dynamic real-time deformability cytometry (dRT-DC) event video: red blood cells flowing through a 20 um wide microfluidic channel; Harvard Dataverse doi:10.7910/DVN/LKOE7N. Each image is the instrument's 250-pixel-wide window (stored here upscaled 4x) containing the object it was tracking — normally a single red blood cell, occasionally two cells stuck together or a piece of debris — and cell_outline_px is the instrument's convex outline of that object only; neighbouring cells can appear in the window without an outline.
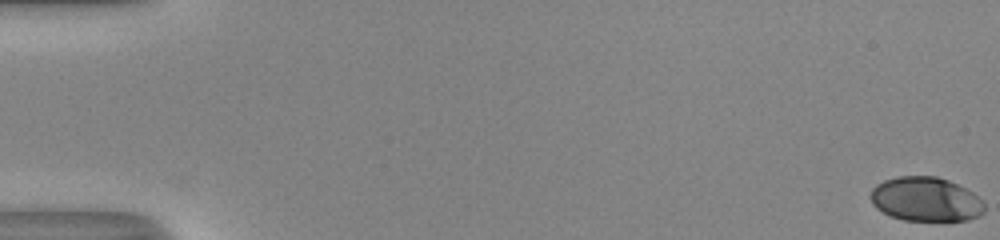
{"species": "human", "species_latin": "Homo sapiens", "temperature_condition": "room temperature", "stored_images_in_passage": 54, "camera_frame_rate_fps": 3000, "um_per_image_px": 0.085, "donor": {"sex": "male"}, "frame": {"image": 1, "passage_image": 1, "time_ms": 0.0, "image_size_px": [1000, 240], "cell_outline_px": [[984, 212], [980, 216], [968, 220], [904, 220], [892, 216], [876, 208], [872, 204], [868, 196], [872, 188], [876, 184], [884, 180], [896, 176], [936, 176], [948, 180], [972, 192], [984, 204]], "centroid_in_image_um": [78.65, 16.93], "position_along_channel_um": 6.4, "area_um2": 29.36}}
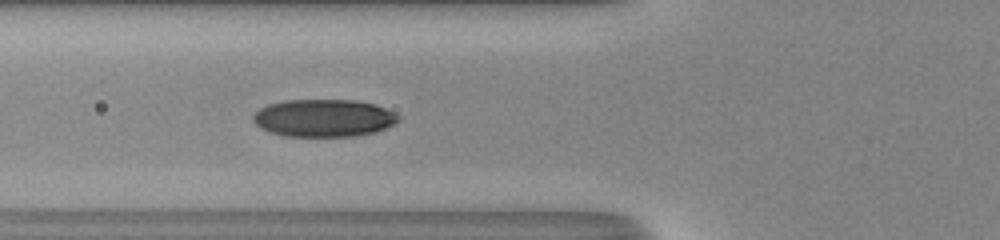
{"frame": {"image": 2, "passage_image": 22, "time_ms": 7.0, "image_size_px": [1000, 240], "cell_outline_px": [[400, 120], [396, 124], [376, 132], [352, 136], [284, 136], [260, 128], [252, 120], [252, 116], [260, 108], [268, 104], [284, 100], [356, 100], [376, 104], [400, 116]], "centroid_in_image_um": [27.53, 10.03], "position_along_channel_um": 98.3, "area_um2": 31.91}}
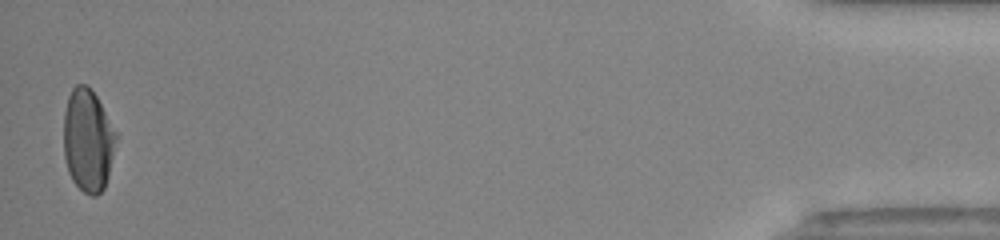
{"frame": {"image": 3, "passage_image": 53, "time_ms": 17.333, "image_size_px": [1000, 240], "cell_outline_px": [[116, 136], [108, 176], [104, 188], [96, 196], [92, 196], [84, 192], [72, 180], [68, 172], [64, 156], [64, 112], [68, 96], [72, 88], [76, 84], [84, 84], [96, 96], [116, 132]], "centroid_in_image_um": [7.44, 11.94], "position_along_channel_um": 427.8, "area_um2": 30.92}, "authors_computed_cell_mechanics": {"area_um2": 31.0097, "velocity_mm_per_s": 4.065, "shape_relaxation_time_tau1_ms": 4.7776, "shape_relaxation_time_tau2_ms": 1.1656, "deformation_change_tau1": 0.1726, "deformation_change_tau2": 0.0406}}